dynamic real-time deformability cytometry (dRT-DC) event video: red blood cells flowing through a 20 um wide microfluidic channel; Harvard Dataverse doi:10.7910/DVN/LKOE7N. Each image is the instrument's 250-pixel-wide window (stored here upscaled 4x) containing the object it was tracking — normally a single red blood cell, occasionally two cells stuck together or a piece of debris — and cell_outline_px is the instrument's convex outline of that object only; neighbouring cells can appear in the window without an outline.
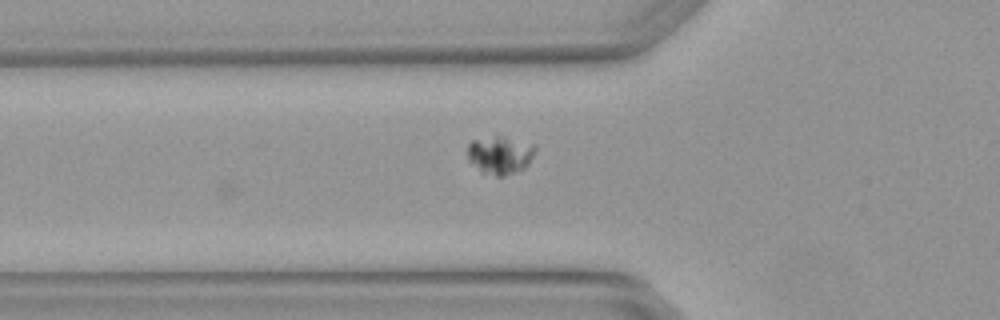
{"species": "Egyptian fruit bat (a non-hibernating species)", "species_latin": "Rousettus aegyptiacus", "temperature_condition": "warm", "stored_images_in_passage": 6, "camera_frame_rate_fps": 3000, "um_per_image_px": 0.085, "animal": {"sex": "female"}, "frame": {"image": 1, "passage_image": 6, "time_ms": 1.667, "image_size_px": [1000, 320], "cell_outline_px": [[536, 148], [528, 164], [524, 168], [504, 176], [496, 176], [480, 172], [468, 160], [468, 144], [472, 140], [496, 132], [536, 144]], "centroid_in_image_um": [42.49, 13.1], "position_along_channel_um": 83.3, "area_um2": 15.78}}